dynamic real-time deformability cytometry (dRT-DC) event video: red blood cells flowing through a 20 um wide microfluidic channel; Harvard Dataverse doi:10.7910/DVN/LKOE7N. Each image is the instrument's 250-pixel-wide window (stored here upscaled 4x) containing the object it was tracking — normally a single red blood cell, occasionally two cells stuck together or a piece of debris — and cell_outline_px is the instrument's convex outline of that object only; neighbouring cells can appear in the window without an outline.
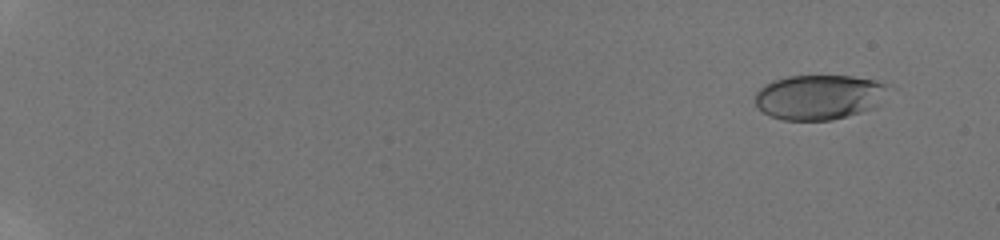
{"species": "human", "species_latin": "Homo sapiens", "temperature_condition": "room temperature", "stored_images_in_passage": 82, "camera_frame_rate_fps": 3000, "um_per_image_px": 0.085, "donor": {"sex": "male"}, "frame": {"image": 1, "passage_image": 11, "time_ms": 1.333, "image_size_px": [1000, 240], "cell_outline_px": [[884, 84], [872, 108], [848, 116], [832, 120], [784, 120], [772, 116], [764, 112], [756, 104], [756, 92], [760, 88], [772, 80], [788, 76], [852, 76], [876, 80]], "centroid_in_image_um": [69.49, 8.25], "position_along_channel_um": 15.5, "area_um2": 33.76}}
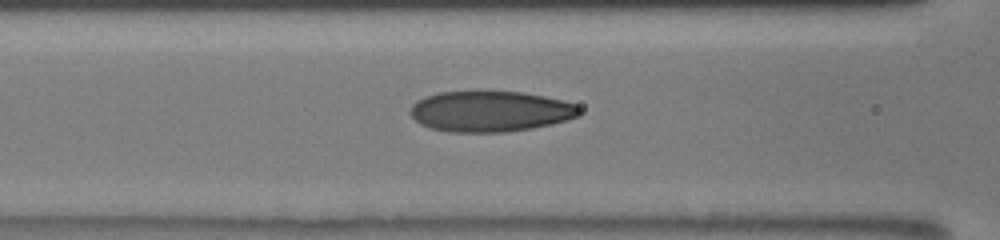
{"frame": {"image": 2, "passage_image": 54, "time_ms": 9.333, "image_size_px": [1000, 240], "cell_outline_px": [[580, 116], [568, 120], [552, 124], [532, 128], [504, 132], [448, 132], [432, 128], [420, 124], [408, 112], [412, 104], [416, 100], [424, 96], [440, 92], [480, 88], [524, 92], [564, 100], [576, 104], [580, 108]], "centroid_in_image_um": [41.66, 9.42], "position_along_channel_um": 124.9, "area_um2": 41.56}}
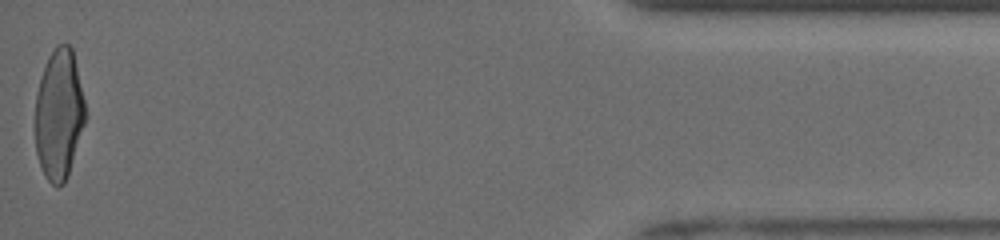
{"frame": {"image": 3, "passage_image": 82, "time_ms": 18.667, "image_size_px": [1000, 240], "cell_outline_px": [[88, 116], [64, 184], [52, 184], [44, 176], [36, 152], [36, 92], [48, 56], [56, 44], [68, 44], [72, 48]], "centroid_in_image_um": [5.03, 9.7], "position_along_channel_um": 430.2, "area_um2": 37.92}, "authors_computed_cell_mechanics": {"area_um2": 35.9516, "velocity_mm_per_s": 3.9659, "shape_relaxation_time_tau1_ms": 3.8424, "shape_relaxation_time_tau2_ms": 0.8385, "deformation_change_tau1": 0.1905, "deformation_change_tau2": 0.0661}}